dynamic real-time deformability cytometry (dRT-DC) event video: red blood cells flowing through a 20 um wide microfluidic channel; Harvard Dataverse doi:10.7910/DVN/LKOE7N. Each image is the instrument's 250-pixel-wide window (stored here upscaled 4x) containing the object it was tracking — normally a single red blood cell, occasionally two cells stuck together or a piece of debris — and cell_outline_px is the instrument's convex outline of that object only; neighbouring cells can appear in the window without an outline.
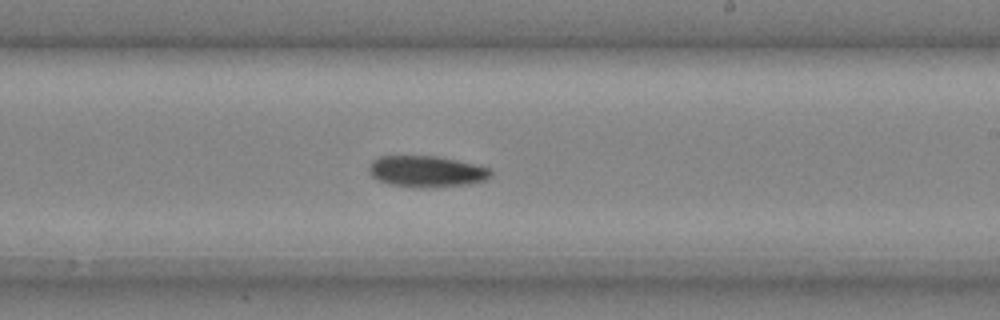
{"species": "common noctule bat (a hibernating species)", "species_latin": "Nyctalus noctula", "temperature_condition": "cold", "stored_images_in_passage": 23, "camera_frame_rate_fps": 3000, "um_per_image_px": 0.085, "animal": {"sex": "male", "body_mass_g": 20.4}, "frame": {"image": 1, "passage_image": 14, "time_ms": 4.333, "image_size_px": [1000, 320], "cell_outline_px": [[492, 176], [484, 180], [468, 184], [420, 188], [416, 188], [388, 184], [372, 176], [368, 172], [368, 164], [372, 160], [380, 156], [436, 156], [476, 164], [488, 168], [492, 172]], "centroid_in_image_um": [36.22, 14.57], "position_along_channel_um": 252.8, "area_um2": 22.25}}
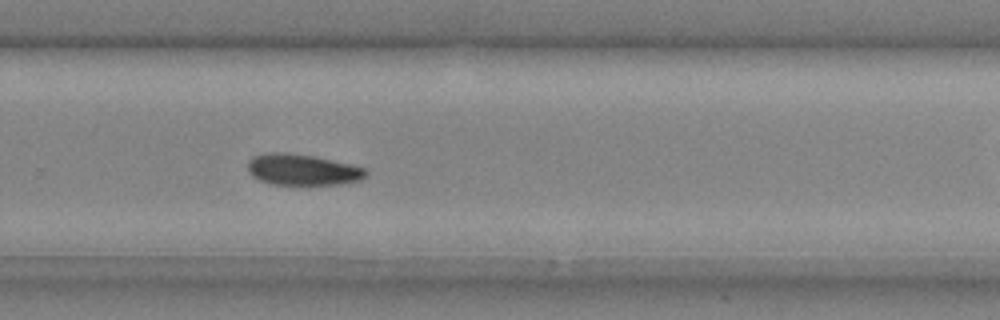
{"frame": {"image": 2, "passage_image": 17, "time_ms": 5.333, "image_size_px": [1000, 320], "cell_outline_px": [[368, 176], [360, 180], [340, 184], [308, 188], [296, 188], [272, 184], [260, 180], [252, 176], [248, 172], [248, 160], [252, 156], [268, 152], [288, 152], [312, 156], [348, 164], [364, 168], [368, 172]], "centroid_in_image_um": [25.68, 14.49], "position_along_channel_um": 304.1, "area_um2": 22.48}}